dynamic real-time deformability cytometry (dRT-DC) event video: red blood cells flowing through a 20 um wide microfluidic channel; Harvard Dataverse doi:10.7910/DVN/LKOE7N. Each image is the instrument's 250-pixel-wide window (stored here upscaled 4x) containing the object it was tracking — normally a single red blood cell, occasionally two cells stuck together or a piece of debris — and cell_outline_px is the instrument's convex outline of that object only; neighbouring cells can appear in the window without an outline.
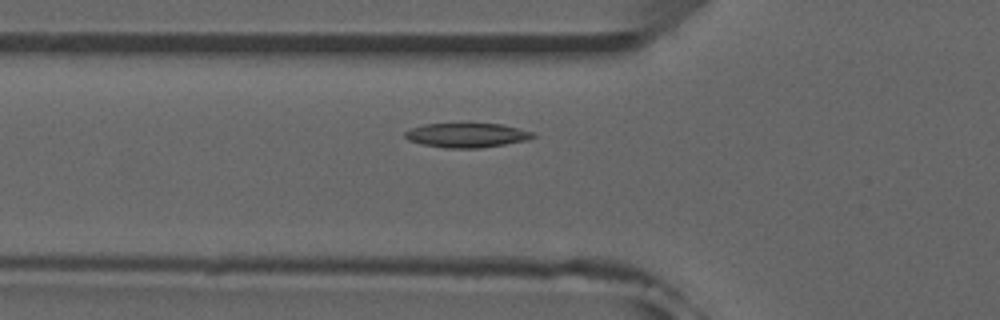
{"species": "common noctule bat (a hibernating species)", "species_latin": "Nyctalus noctula", "temperature_condition": "room temperature", "stored_images_in_passage": 49, "camera_frame_rate_fps": 3000, "um_per_image_px": 0.085, "animal": {"sex": "male", "forearm_length_mm": 52.5}, "frame": {"image": 1, "passage_image": 15, "time_ms": 4.667, "image_size_px": [1000, 320], "cell_outline_px": [[536, 136], [528, 140], [480, 148], [448, 148], [420, 144], [408, 140], [404, 136], [404, 132], [412, 128], [424, 124], [500, 124], [532, 132]], "centroid_in_image_um": [39.64, 11.5], "position_along_channel_um": 86.2, "area_um2": 17.98}, "authors_computed_cell_mechanics": {"area_um2": 17.629, "velocity_mm_per_s": 3.879, "shape_relaxation_time_tau1_ms": 5.881, "shape_relaxation_time_tau2_ms": null, "deformation_change_tau1": 0.1352, "deformation_change_tau2": null}}